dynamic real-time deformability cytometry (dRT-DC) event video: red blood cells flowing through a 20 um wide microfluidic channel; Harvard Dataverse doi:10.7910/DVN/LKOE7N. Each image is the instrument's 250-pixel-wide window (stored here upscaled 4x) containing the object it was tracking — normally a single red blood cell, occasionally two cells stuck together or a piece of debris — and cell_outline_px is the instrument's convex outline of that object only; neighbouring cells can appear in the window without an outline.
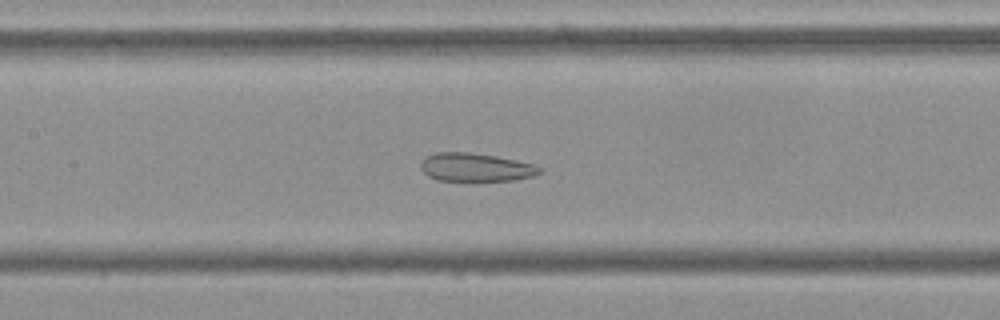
{"species": "Egyptian fruit bat (a non-hibernating species)", "species_latin": "Rousettus aegyptiacus", "temperature_condition": "cold", "stored_images_in_passage": 24, "camera_frame_rate_fps": 3000, "um_per_image_px": 0.085, "frame": {"image": 1, "passage_image": 8, "time_ms": 2.333, "image_size_px": [1000, 320], "cell_outline_px": [[536, 172], [524, 176], [504, 180], [444, 180], [432, 176], [428, 172], [424, 160], [432, 156], [488, 156], [528, 164]], "centroid_in_image_um": [40.43, 14.3], "position_along_channel_um": 167.0, "area_um2": 15.9}}
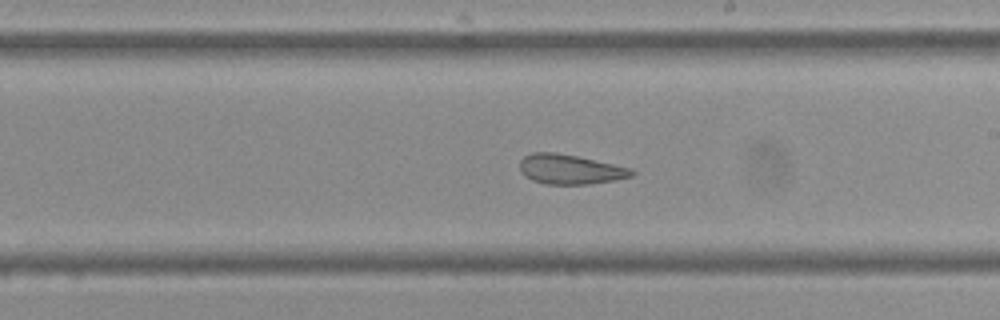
{"frame": {"image": 2, "passage_image": 14, "time_ms": 4.333, "image_size_px": [1000, 320], "cell_outline_px": [[632, 172], [628, 176], [604, 180], [576, 184], [556, 184], [536, 180], [528, 176], [524, 172], [524, 160], [528, 156], [572, 156], [608, 164], [624, 168]], "centroid_in_image_um": [48.49, 14.45], "position_along_channel_um": 240.5, "area_um2": 16.13}}
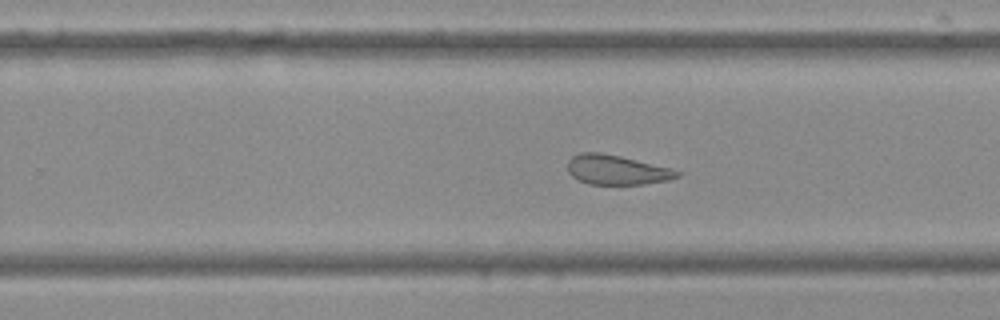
{"frame": {"image": 3, "passage_image": 17, "time_ms": 5.333, "image_size_px": [1000, 320], "cell_outline_px": [[676, 176], [660, 180], [636, 184], [596, 184], [580, 180], [568, 168], [572, 160], [576, 156], [616, 156], [664, 168], [676, 172]], "centroid_in_image_um": [52.4, 14.5], "position_along_channel_um": 277.4, "area_um2": 16.13}}